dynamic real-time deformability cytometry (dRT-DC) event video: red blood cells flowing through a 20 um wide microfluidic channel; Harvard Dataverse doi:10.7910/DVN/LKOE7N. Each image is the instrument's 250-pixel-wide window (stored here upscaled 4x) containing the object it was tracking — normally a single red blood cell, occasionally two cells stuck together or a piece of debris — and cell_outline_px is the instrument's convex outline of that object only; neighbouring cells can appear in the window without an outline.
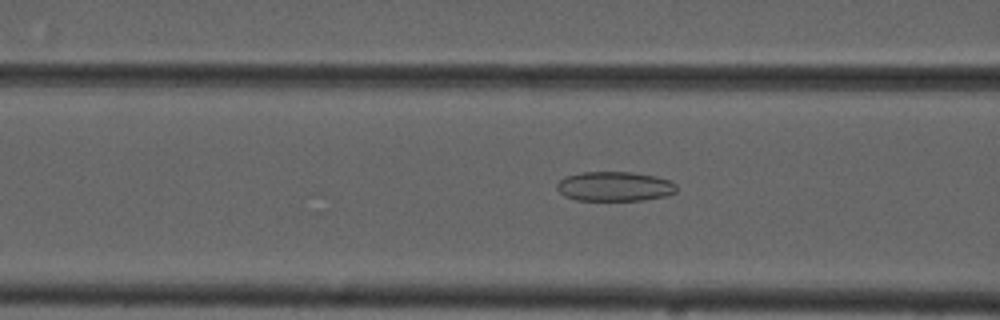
{"species": "common noctule bat (a hibernating species)", "species_latin": "Nyctalus noctula", "temperature_condition": "cold", "stored_images_in_passage": 55, "camera_frame_rate_fps": 3000, "um_per_image_px": 0.085, "animal": {"sex": "male", "forearm_length_mm": 52.5}, "frame": {"image": 1, "passage_image": 22, "time_ms": 7.0, "image_size_px": [1000, 320], "cell_outline_px": [[676, 192], [664, 196], [644, 200], [576, 200], [564, 196], [556, 188], [556, 184], [564, 176], [580, 172], [632, 172], [656, 176], [668, 180], [676, 184]], "centroid_in_image_um": [52.21, 15.84], "position_along_channel_um": 114.4, "area_um2": 20.69}}
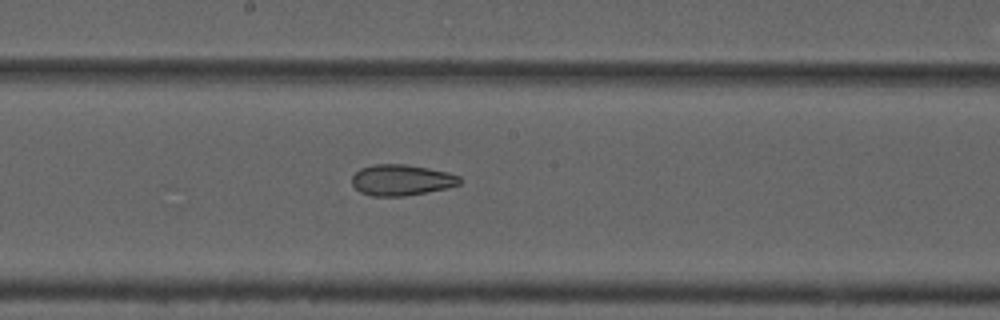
{"frame": {"image": 2, "passage_image": 30, "time_ms": 9.667, "image_size_px": [1000, 320], "cell_outline_px": [[460, 184], [448, 188], [404, 196], [372, 196], [360, 192], [352, 184], [352, 176], [360, 168], [372, 164], [404, 164], [428, 168], [448, 172], [460, 176]], "centroid_in_image_um": [34.11, 15.3], "position_along_channel_um": 214.1, "area_um2": 19.48}}
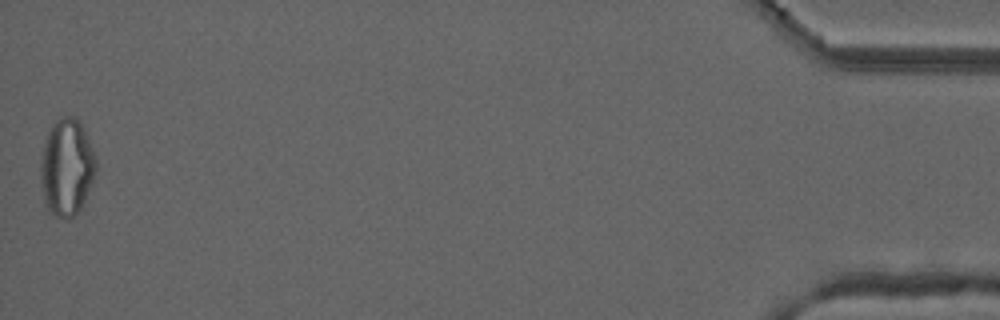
{"frame": {"image": 3, "passage_image": 55, "time_ms": 18.0, "image_size_px": [1000, 320], "cell_outline_px": [[96, 172], [84, 200], [80, 208], [68, 220], [64, 220], [48, 212], [44, 204], [40, 176], [40, 164], [44, 144], [48, 132], [52, 124], [60, 116], [76, 116], [80, 120], [84, 128], [96, 156]], "centroid_in_image_um": [5.66, 14.21], "position_along_channel_um": 429.5, "area_um2": 31.62}, "authors_computed_cell_mechanics": {"area_um2": 25.6054, "velocity_mm_per_s": 3.7325, "shape_relaxation_time_tau1_ms": null, "shape_relaxation_time_tau2_ms": 2.8449, "deformation_change_tau1": null, "deformation_change_tau2": 0.1032}}